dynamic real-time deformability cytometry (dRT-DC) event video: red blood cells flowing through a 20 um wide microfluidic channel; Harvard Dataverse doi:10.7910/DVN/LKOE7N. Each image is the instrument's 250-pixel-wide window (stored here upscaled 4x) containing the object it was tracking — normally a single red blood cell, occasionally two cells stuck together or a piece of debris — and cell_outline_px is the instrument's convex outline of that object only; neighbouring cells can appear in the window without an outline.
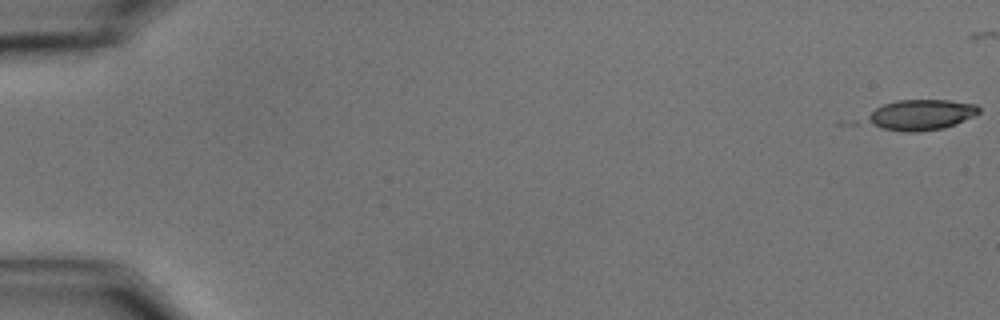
{"species": "common noctule bat (a hibernating species)", "species_latin": "Nyctalus noctula", "temperature_condition": "cold", "stored_images_in_passage": 47, "camera_frame_rate_fps": 3000, "um_per_image_px": 0.085, "animal": {"sex": "male", "body_mass_g": 15.6}, "frame": {"image": 1, "passage_image": 1, "time_ms": 0.0, "image_size_px": [1000, 320], "cell_outline_px": [[980, 112], [956, 124], [944, 128], [916, 132], [904, 132], [880, 128], [864, 120], [876, 108], [884, 104], [896, 100], [948, 100], [976, 104], [980, 108]], "centroid_in_image_um": [78.29, 9.76], "position_along_channel_um": 6.7, "area_um2": 19.88}}
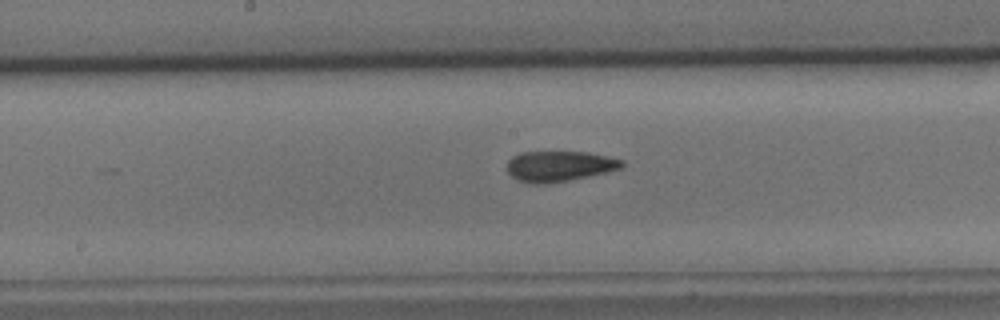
{"frame": {"image": 2, "passage_image": 31, "time_ms": 10.0, "image_size_px": [1000, 320], "cell_outline_px": [[624, 164], [620, 168], [588, 176], [548, 184], [532, 184], [516, 180], [508, 172], [508, 160], [512, 156], [520, 152], [588, 152], [608, 156], [624, 160]], "centroid_in_image_um": [47.51, 14.12], "position_along_channel_um": 200.7, "area_um2": 20.4}}
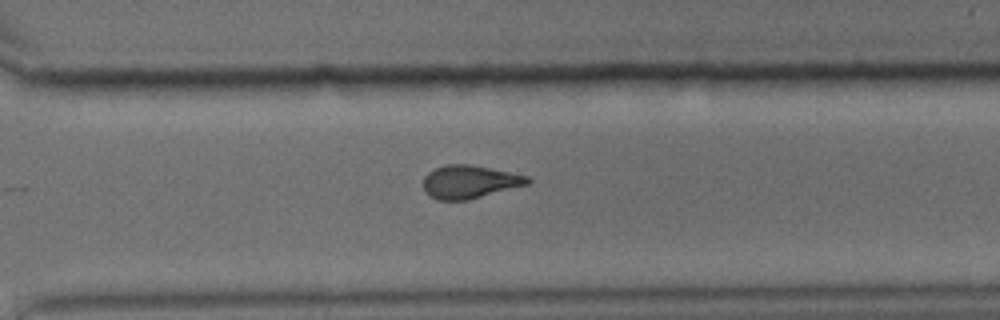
{"frame": {"image": 3, "passage_image": 42, "time_ms": 13.667, "image_size_px": [1000, 320], "cell_outline_px": [[532, 180], [528, 184], [468, 200], [440, 200], [428, 196], [424, 192], [424, 176], [428, 172], [436, 168], [448, 164], [468, 164], [528, 176]], "centroid_in_image_um": [39.88, 15.46], "position_along_channel_um": 330.7, "area_um2": 19.94}}